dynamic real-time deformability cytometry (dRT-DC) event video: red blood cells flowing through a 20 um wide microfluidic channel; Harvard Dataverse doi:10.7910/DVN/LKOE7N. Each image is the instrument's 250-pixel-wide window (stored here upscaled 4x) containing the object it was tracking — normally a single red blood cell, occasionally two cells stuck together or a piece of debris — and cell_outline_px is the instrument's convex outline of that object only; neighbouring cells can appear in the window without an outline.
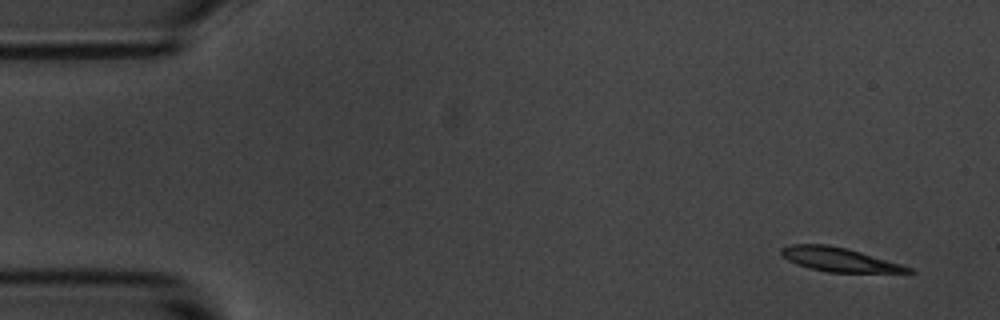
{"species": "common noctule bat (a hibernating species)", "species_latin": "Nyctalus noctula", "temperature_condition": "room temperature", "stored_images_in_passage": 4, "camera_frame_rate_fps": 3000, "um_per_image_px": 0.085, "animal": {"sex": "male", "body_mass_g": 20.1, "forearm_length_mm": 53.5}, "frame": {"image": 1, "passage_image": 1, "time_ms": 0.0, "image_size_px": [1000, 320], "cell_outline_px": [[916, 272], [828, 272], [796, 264], [788, 260], [780, 252], [780, 248], [792, 244], [828, 244], [848, 248], [900, 264], [912, 268]], "centroid_in_image_um": [71.3, 22.04], "position_along_channel_um": 13.7, "area_um2": 17.46}}
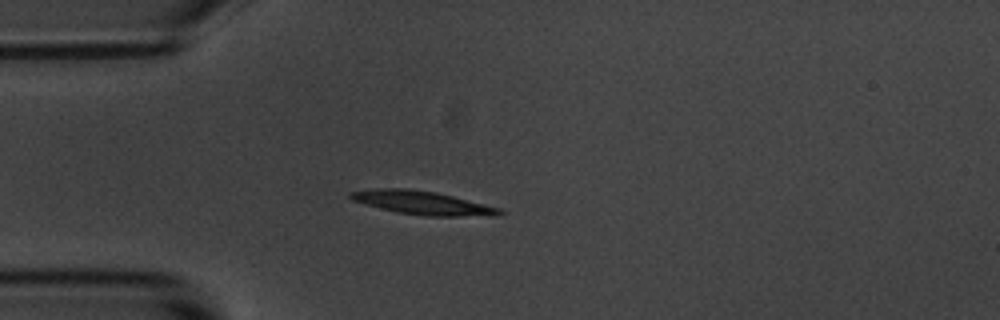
{"frame": {"image": 2, "passage_image": 4, "time_ms": 1.0, "image_size_px": [1000, 320], "cell_outline_px": [[504, 212], [500, 216], [424, 216], [396, 212], [364, 204], [352, 200], [348, 196], [352, 192], [376, 188], [404, 188], [436, 192], [500, 208]], "centroid_in_image_um": [35.93, 17.25], "position_along_channel_um": 49.1, "area_um2": 20.35}}